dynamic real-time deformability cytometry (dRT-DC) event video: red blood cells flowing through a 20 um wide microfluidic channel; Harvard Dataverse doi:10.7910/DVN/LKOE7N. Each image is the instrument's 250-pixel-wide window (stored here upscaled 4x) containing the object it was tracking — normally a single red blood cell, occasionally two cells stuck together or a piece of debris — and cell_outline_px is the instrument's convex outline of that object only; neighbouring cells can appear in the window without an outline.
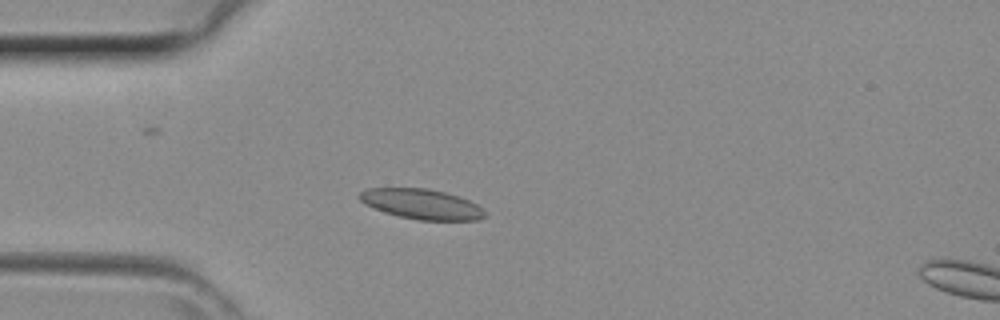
{"species": "common noctule bat (a hibernating species)", "species_latin": "Nyctalus noctula", "temperature_condition": "room temperature", "stored_images_in_passage": 42, "camera_frame_rate_fps": 3000, "um_per_image_px": 0.085, "animal": {"sex": "female", "body_mass_g": 29.2, "forearm_length_mm": 56.3}, "frame": {"image": 1, "passage_image": 11, "time_ms": 3.333, "image_size_px": [1000, 320], "cell_outline_px": [[484, 216], [480, 220], [416, 220], [384, 212], [364, 204], [356, 196], [360, 192], [368, 188], [428, 188], [444, 192], [468, 200], [476, 204], [484, 212]], "centroid_in_image_um": [35.78, 17.34], "position_along_channel_um": 49.2, "area_um2": 21.85}}
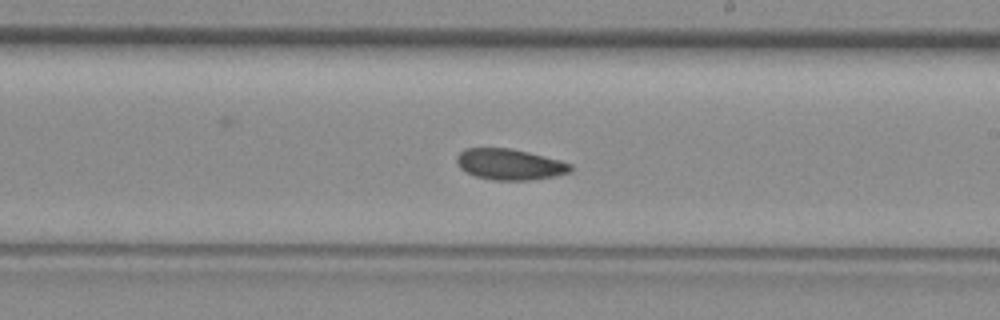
{"frame": {"image": 2, "passage_image": 24, "time_ms": 7.667, "image_size_px": [1000, 320], "cell_outline_px": [[572, 172], [552, 176], [528, 180], [492, 180], [476, 176], [460, 168], [456, 164], [456, 156], [464, 148], [508, 148], [528, 152], [560, 160], [572, 164]], "centroid_in_image_um": [43.31, 13.96], "position_along_channel_um": 245.7, "area_um2": 20.46}}
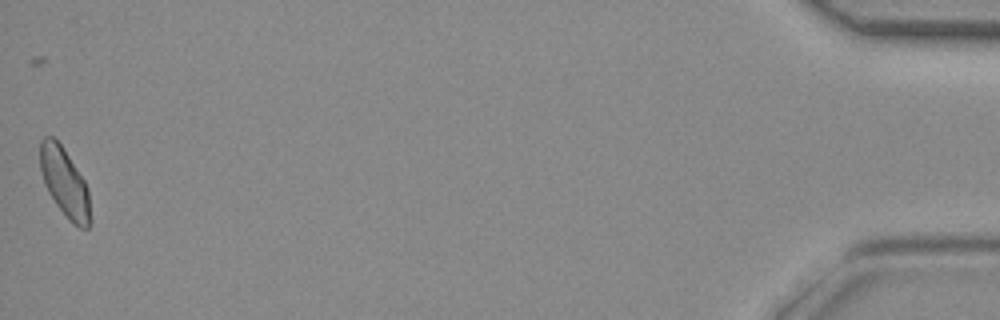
{"frame": {"image": 3, "passage_image": 42, "time_ms": 13.667, "image_size_px": [1000, 320], "cell_outline_px": [[92, 224], [88, 228], [80, 228], [72, 224], [68, 220], [56, 204], [48, 192], [44, 184], [40, 168], [40, 140], [44, 136], [52, 136], [64, 148], [84, 180], [88, 188], [92, 220]], "centroid_in_image_um": [5.52, 15.55], "position_along_channel_um": 429.7, "area_um2": 20.46}}